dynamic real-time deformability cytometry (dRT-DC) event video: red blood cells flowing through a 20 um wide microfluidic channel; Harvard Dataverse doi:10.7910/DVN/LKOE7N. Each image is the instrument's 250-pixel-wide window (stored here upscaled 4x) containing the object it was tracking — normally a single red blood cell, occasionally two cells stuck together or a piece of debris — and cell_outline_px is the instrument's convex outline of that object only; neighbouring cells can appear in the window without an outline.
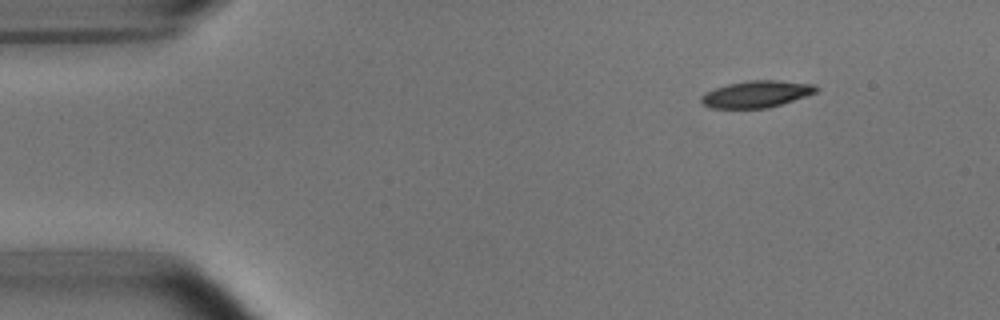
{"species": "common noctule bat (a hibernating species)", "species_latin": "Nyctalus noctula", "temperature_condition": "room temperature", "stored_images_in_passage": 47, "camera_frame_rate_fps": 3000, "um_per_image_px": 0.085, "animal": {"sex": "male", "body_mass_g": 15.6}, "frame": {"image": 1, "passage_image": 1, "time_ms": 0.0, "image_size_px": [1000, 320], "cell_outline_px": [[820, 88], [816, 92], [768, 108], [712, 108], [704, 104], [700, 100], [700, 96], [704, 92], [728, 84], [752, 80], [776, 80], [816, 84]], "centroid_in_image_um": [64.29, 7.99], "position_along_channel_um": 20.7, "area_um2": 17.8}}
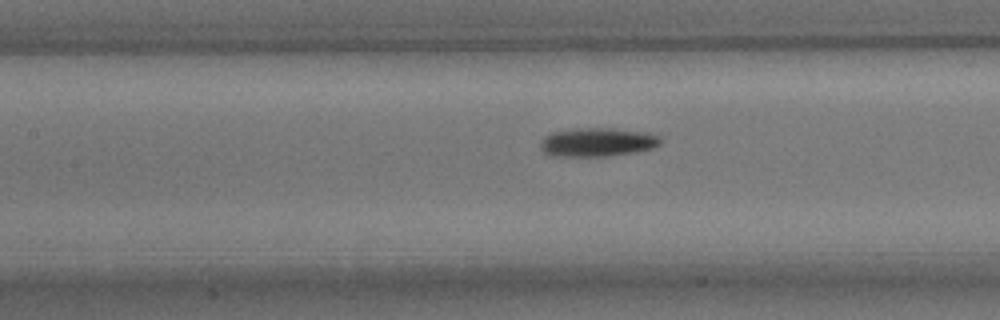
{"frame": {"image": 2, "passage_image": 18, "time_ms": 5.667, "image_size_px": [1000, 320], "cell_outline_px": [[660, 144], [652, 148], [636, 152], [608, 156], [564, 156], [544, 152], [540, 148], [540, 144], [544, 136], [552, 132], [572, 128], [612, 128], [648, 132], [660, 136]], "centroid_in_image_um": [50.8, 12.07], "position_along_channel_um": 156.6, "area_um2": 20.11}}
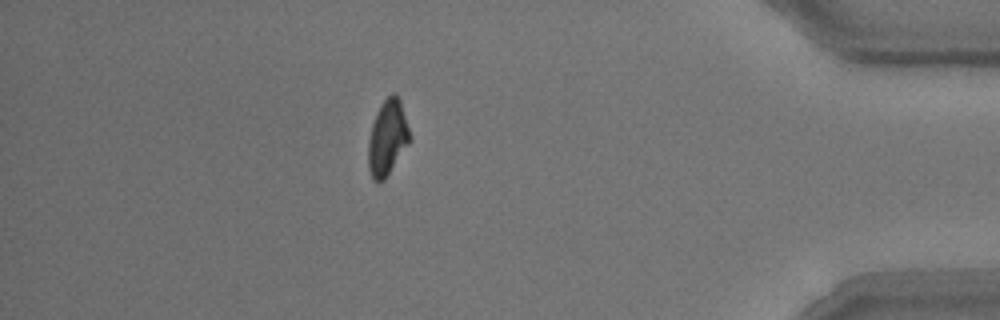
{"frame": {"image": 3, "passage_image": 41, "time_ms": 13.333, "image_size_px": [1000, 320], "cell_outline_px": [[412, 136], [408, 144], [384, 180], [372, 180], [368, 168], [368, 140], [372, 124], [376, 112], [380, 104], [392, 92], [396, 92], [400, 100]], "centroid_in_image_um": [32.93, 11.67], "position_along_channel_um": 402.3, "area_um2": 18.26}, "authors_computed_cell_mechanics": {"area_um2": 18.9006, "velocity_mm_per_s": 3.7686, "shape_relaxation_time_tau1_ms": 2.696, "shape_relaxation_time_tau2_ms": null, "deformation_change_tau1": 0.1354, "deformation_change_tau2": null}}